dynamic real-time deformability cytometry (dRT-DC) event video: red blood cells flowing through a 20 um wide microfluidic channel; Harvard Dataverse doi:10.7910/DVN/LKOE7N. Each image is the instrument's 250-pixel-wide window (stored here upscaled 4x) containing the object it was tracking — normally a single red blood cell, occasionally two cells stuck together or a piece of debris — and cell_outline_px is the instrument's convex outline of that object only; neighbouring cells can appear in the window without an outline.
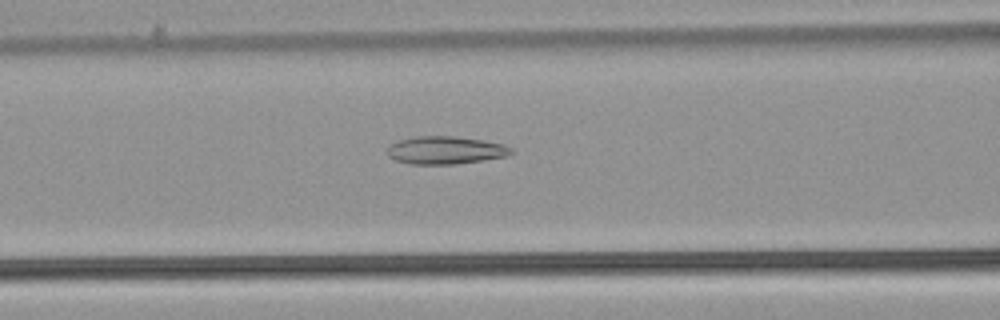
{"species": "common noctule bat (a hibernating species)", "species_latin": "Nyctalus noctula", "temperature_condition": "warm", "stored_images_in_passage": 50, "camera_frame_rate_fps": 3000, "um_per_image_px": 0.085, "animal": {"sex": "male", "body_mass_g": 21.5, "forearm_length_mm": 52.0}, "frame": {"image": 1, "passage_image": 22, "time_ms": 7.0, "image_size_px": [1000, 320], "cell_outline_px": [[512, 152], [508, 156], [484, 160], [456, 164], [412, 164], [396, 160], [388, 156], [388, 144], [400, 140], [416, 136], [456, 136], [484, 140], [504, 144], [512, 148]], "centroid_in_image_um": [37.88, 12.76], "position_along_channel_um": 128.7, "area_um2": 20.17}}
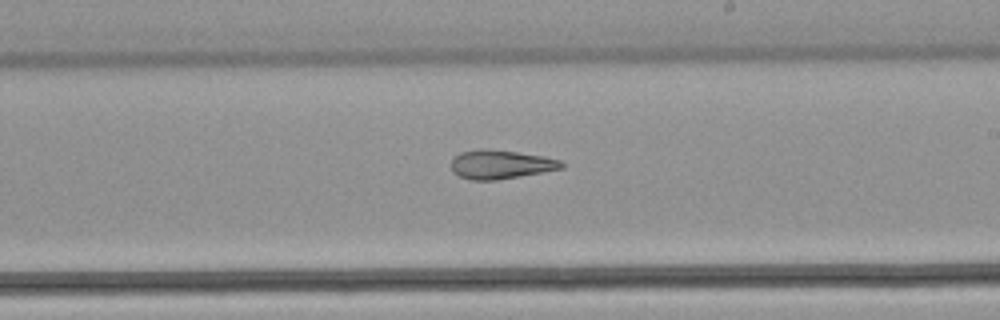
{"frame": {"image": 2, "passage_image": 31, "time_ms": 10.0, "image_size_px": [1000, 320], "cell_outline_px": [[564, 168], [544, 172], [496, 180], [468, 180], [452, 172], [452, 160], [460, 152], [480, 148], [484, 148], [516, 152], [544, 156], [560, 160], [564, 164]], "centroid_in_image_um": [42.56, 13.98], "position_along_channel_um": 246.4, "area_um2": 18.61}}
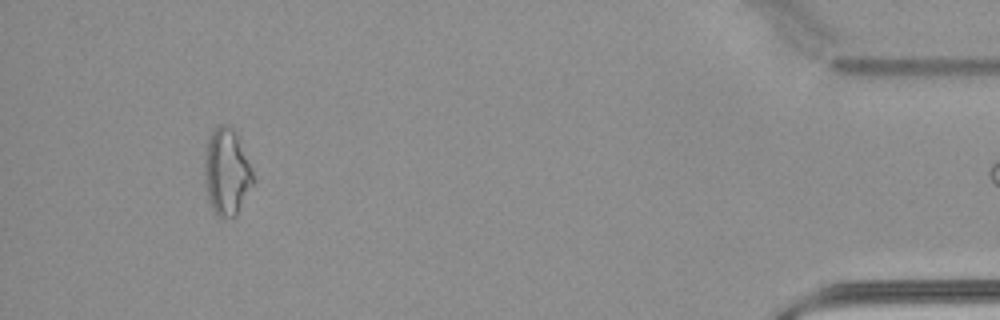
{"frame": {"image": 3, "passage_image": 49, "time_ms": 16.0, "image_size_px": [1000, 320], "cell_outline_px": [[256, 180], [236, 216], [220, 216], [212, 208], [208, 196], [204, 180], [204, 160], [208, 136], [220, 124], [224, 124], [236, 128]], "centroid_in_image_um": [19.29, 14.56], "position_along_channel_um": 415.9, "area_um2": 24.8}}